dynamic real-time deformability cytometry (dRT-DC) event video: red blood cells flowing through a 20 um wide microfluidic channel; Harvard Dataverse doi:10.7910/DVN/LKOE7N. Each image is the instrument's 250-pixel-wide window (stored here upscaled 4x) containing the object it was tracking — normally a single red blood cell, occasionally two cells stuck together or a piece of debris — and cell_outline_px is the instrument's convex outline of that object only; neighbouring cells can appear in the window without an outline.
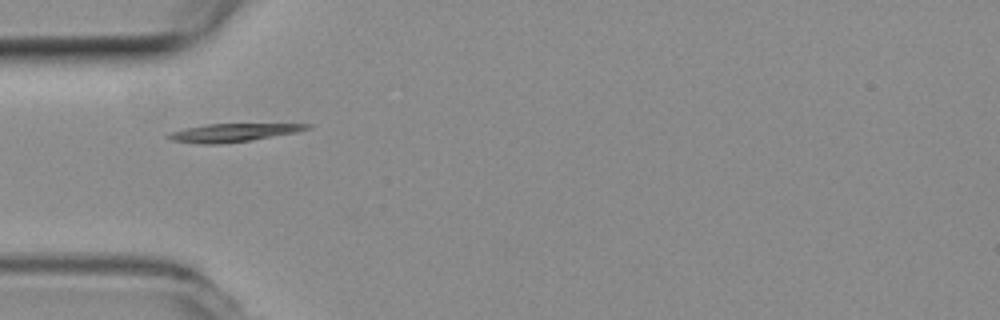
{"species": "common noctule bat (a hibernating species)", "species_latin": "Nyctalus noctula", "temperature_condition": "room temperature", "stored_images_in_passage": 3, "camera_frame_rate_fps": 3000, "um_per_image_px": 0.085, "animal": {"sex": "female", "body_mass_g": 19.3, "forearm_length_mm": 54.1}, "frame": {"image": 1, "passage_image": 3, "time_ms": 0.667, "image_size_px": [1000, 320], "cell_outline_px": [[312, 128], [296, 132], [252, 140], [216, 144], [200, 144], [172, 140], [164, 136], [168, 132], [184, 128], [204, 124], [312, 124]], "centroid_in_image_um": [19.74, 11.27], "position_along_channel_um": 65.3, "area_um2": 14.68}}